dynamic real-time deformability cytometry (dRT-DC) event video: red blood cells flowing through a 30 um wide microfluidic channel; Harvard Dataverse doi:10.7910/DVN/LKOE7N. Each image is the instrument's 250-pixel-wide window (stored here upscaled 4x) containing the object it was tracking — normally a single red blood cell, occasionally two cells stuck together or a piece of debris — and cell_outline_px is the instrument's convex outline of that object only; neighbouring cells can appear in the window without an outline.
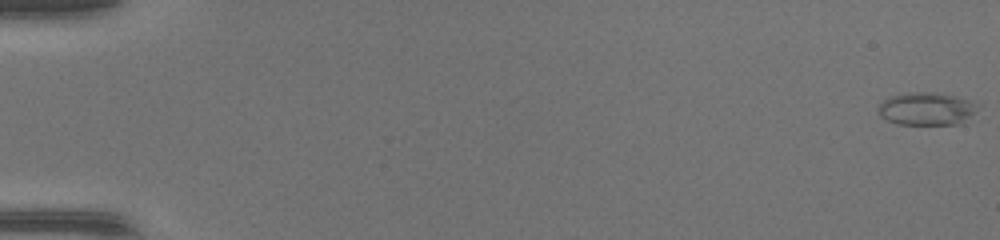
{"species": "common noctule bat (a hibernating species)", "species_latin": "Nyctalus noctula", "temperature_condition": "warm", "stored_images_in_passage": 48, "camera_frame_rate_fps": 3000, "um_per_image_px": 0.085, "animal": {"sex": "female", "body_mass_g": 17.0, "forearm_length_mm": 48.0}, "frame": {"image": 1, "passage_image": 1, "time_ms": 0.0, "image_size_px": [1000, 240], "cell_outline_px": [[984, 104], [976, 112], [960, 124], [896, 124], [880, 116], [880, 104], [888, 96], [908, 92], [932, 92], [972, 100]], "centroid_in_image_um": [78.83, 9.24], "position_along_channel_um": 6.2, "area_um2": 19.19}}
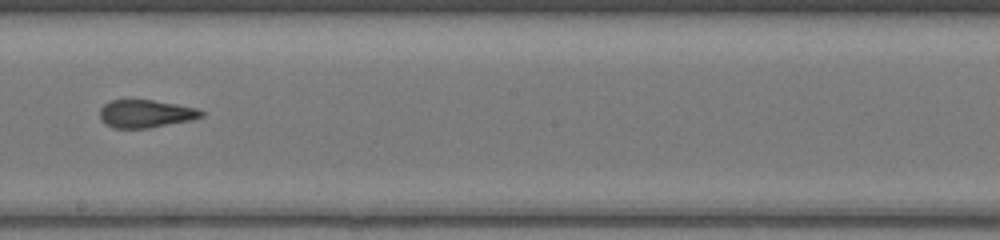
{"frame": {"image": 2, "passage_image": 29, "time_ms": 9.333, "image_size_px": [1000, 240], "cell_outline_px": [[204, 116], [192, 120], [148, 128], [112, 128], [104, 124], [100, 120], [100, 108], [104, 104], [112, 100], [152, 100], [200, 108], [204, 112]], "centroid_in_image_um": [12.39, 9.67], "position_along_channel_um": 235.8, "area_um2": 16.65}}
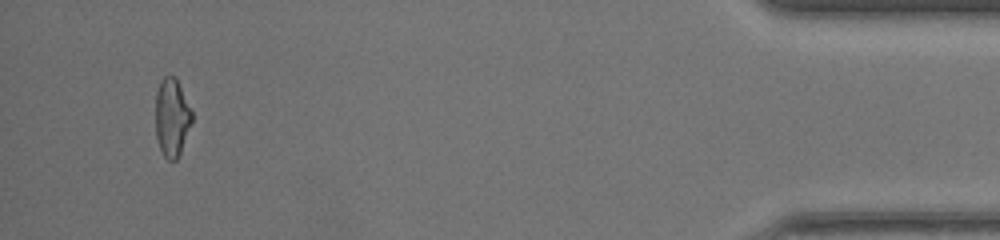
{"frame": {"image": 3, "passage_image": 46, "time_ms": 15.0, "image_size_px": [1000, 240], "cell_outline_px": [[192, 120], [180, 152], [176, 160], [168, 160], [164, 156], [160, 148], [156, 136], [156, 92], [160, 80], [164, 76], [176, 76], [192, 112]], "centroid_in_image_um": [14.6, 9.95], "position_along_channel_um": 420.6, "area_um2": 16.42}}